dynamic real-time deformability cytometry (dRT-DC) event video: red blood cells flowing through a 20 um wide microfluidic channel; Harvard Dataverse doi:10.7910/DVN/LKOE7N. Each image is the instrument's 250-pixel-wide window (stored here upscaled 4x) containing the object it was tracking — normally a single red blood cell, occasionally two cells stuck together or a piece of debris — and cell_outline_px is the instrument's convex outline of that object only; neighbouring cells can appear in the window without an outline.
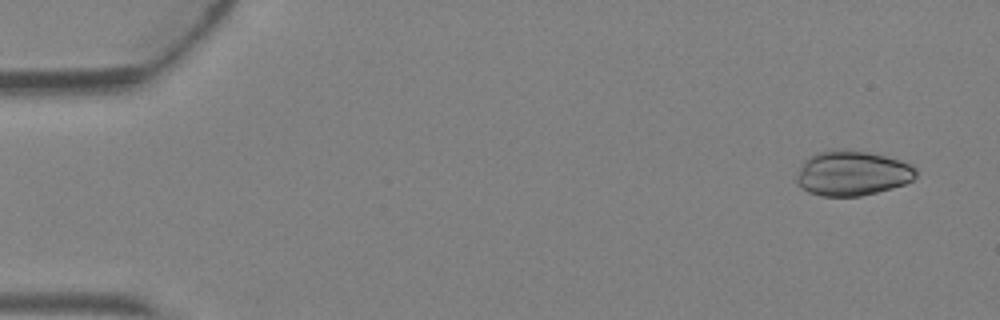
{"species": "Egyptian fruit bat (a non-hibernating species)", "species_latin": "Rousettus aegyptiacus", "temperature_condition": "warm", "stored_images_in_passage": 3, "camera_frame_rate_fps": 3000, "um_per_image_px": 0.085, "animal": {"sex": "female"}, "frame": {"image": 1, "passage_image": 1, "time_ms": 0.0, "image_size_px": [1000, 320], "cell_outline_px": [[916, 176], [912, 180], [904, 184], [892, 188], [860, 196], [820, 196], [808, 192], [796, 180], [796, 176], [804, 160], [820, 152], [832, 148], [840, 148], [864, 152], [884, 156], [900, 160], [912, 164], [916, 168]], "centroid_in_image_um": [72.45, 14.72], "position_along_channel_um": 12.6, "area_um2": 31.1}}